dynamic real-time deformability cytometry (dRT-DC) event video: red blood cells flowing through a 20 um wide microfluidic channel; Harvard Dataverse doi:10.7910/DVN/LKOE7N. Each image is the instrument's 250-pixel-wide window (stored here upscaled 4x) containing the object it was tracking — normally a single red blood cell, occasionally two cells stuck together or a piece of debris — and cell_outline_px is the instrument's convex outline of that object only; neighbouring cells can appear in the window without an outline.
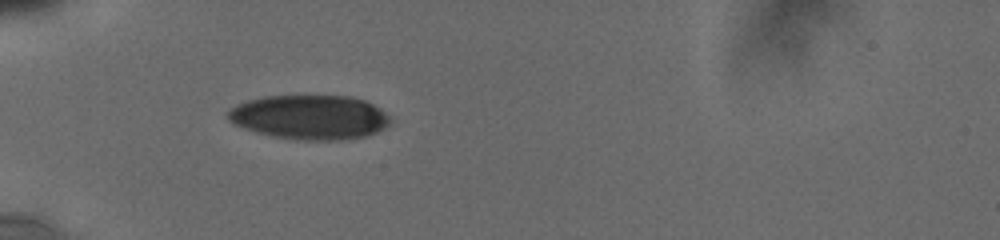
{"species": "human", "species_latin": "Homo sapiens", "temperature_condition": "cold", "stored_images_in_passage": 3, "camera_frame_rate_fps": 3000, "um_per_image_px": 0.085, "donor": {"sex": "male"}, "frame": {"image": 1, "passage_image": 1, "time_ms": 0.0, "image_size_px": [1000, 240], "cell_outline_px": [[392, 124], [376, 132], [364, 136], [340, 140], [304, 140], [272, 136], [256, 132], [244, 128], [228, 120], [228, 112], [236, 104], [248, 100], [264, 96], [348, 96], [364, 100], [380, 108], [392, 120]], "centroid_in_image_um": [26.35, 9.96], "position_along_channel_um": 58.7, "area_um2": 41.85}}